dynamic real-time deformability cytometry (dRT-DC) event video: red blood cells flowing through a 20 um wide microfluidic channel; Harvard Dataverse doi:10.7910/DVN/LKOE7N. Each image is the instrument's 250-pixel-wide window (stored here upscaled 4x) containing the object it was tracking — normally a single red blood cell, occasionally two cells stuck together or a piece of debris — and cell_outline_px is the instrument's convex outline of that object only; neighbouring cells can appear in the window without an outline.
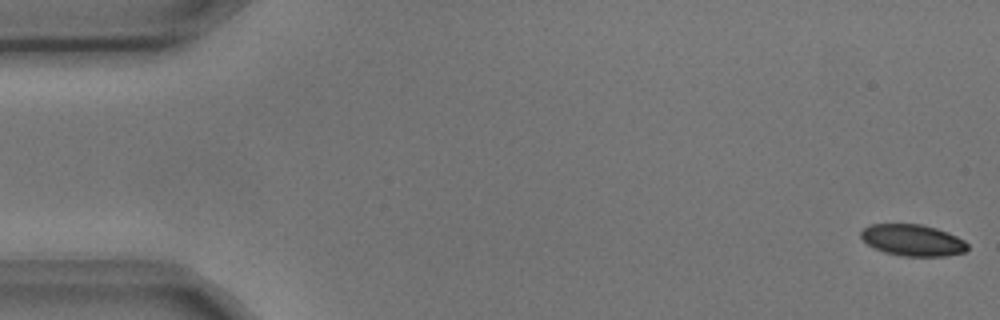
{"species": "common noctule bat (a hibernating species)", "species_latin": "Nyctalus noctula", "temperature_condition": "cold", "stored_images_in_passage": 5, "camera_frame_rate_fps": 3000, "um_per_image_px": 0.085, "animal": {"sex": "male", "body_mass_g": 17.9, "forearm_length_mm": 54.2}, "frame": {"image": 1, "passage_image": 1, "time_ms": 0.0, "image_size_px": [1000, 320], "cell_outline_px": [[968, 248], [964, 252], [948, 256], [900, 256], [884, 252], [868, 244], [860, 236], [860, 232], [864, 228], [872, 224], [920, 224], [936, 228], [948, 232], [964, 240], [968, 244]], "centroid_in_image_um": [77.6, 20.42], "position_along_channel_um": 7.4, "area_um2": 19.54}}